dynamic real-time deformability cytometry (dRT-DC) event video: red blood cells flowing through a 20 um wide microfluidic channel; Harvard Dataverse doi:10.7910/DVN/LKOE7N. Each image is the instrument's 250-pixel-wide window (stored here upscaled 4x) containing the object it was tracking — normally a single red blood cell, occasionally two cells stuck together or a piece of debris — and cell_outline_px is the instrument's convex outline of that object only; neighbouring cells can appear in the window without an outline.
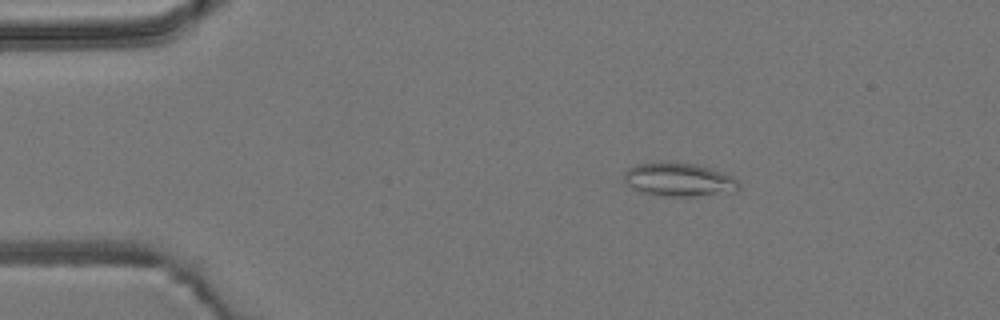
{"species": "common noctule bat (a hibernating species)", "species_latin": "Nyctalus noctula", "temperature_condition": "room temperature", "stored_images_in_passage": 4, "camera_frame_rate_fps": 3000, "um_per_image_px": 0.085, "animal": {"sex": "male", "body_mass_g": 19.2, "forearm_length_mm": 51.8}, "frame": {"image": 1, "passage_image": 1, "time_ms": 0.0, "image_size_px": [1000, 320], "cell_outline_px": [[740, 188], [736, 192], [692, 196], [664, 196], [640, 192], [628, 188], [624, 180], [624, 172], [628, 168], [636, 164], [660, 160], [696, 164], [724, 172], [732, 176], [740, 184]], "centroid_in_image_um": [57.67, 15.25], "position_along_channel_um": 27.3, "area_um2": 23.06}}
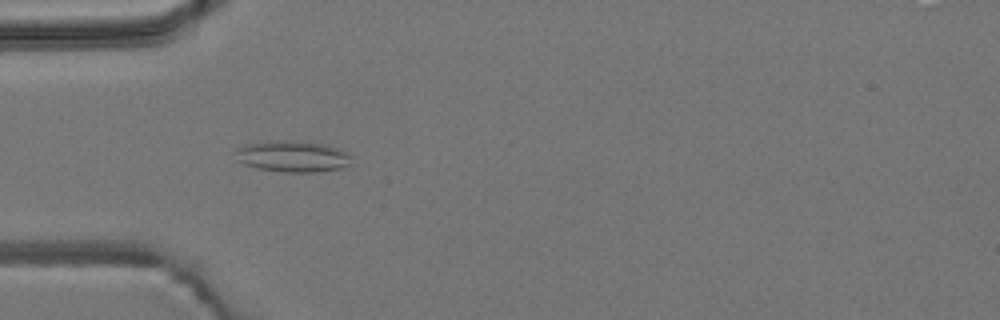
{"frame": {"image": 2, "passage_image": 3, "time_ms": 2.333, "image_size_px": [1000, 320], "cell_outline_px": [[352, 164], [344, 168], [316, 172], [284, 172], [260, 168], [244, 164], [236, 160], [236, 148], [248, 144], [268, 140], [284, 140], [320, 144], [336, 148], [352, 156]], "centroid_in_image_um": [24.87, 13.3], "position_along_channel_um": 60.1, "area_um2": 21.04}}